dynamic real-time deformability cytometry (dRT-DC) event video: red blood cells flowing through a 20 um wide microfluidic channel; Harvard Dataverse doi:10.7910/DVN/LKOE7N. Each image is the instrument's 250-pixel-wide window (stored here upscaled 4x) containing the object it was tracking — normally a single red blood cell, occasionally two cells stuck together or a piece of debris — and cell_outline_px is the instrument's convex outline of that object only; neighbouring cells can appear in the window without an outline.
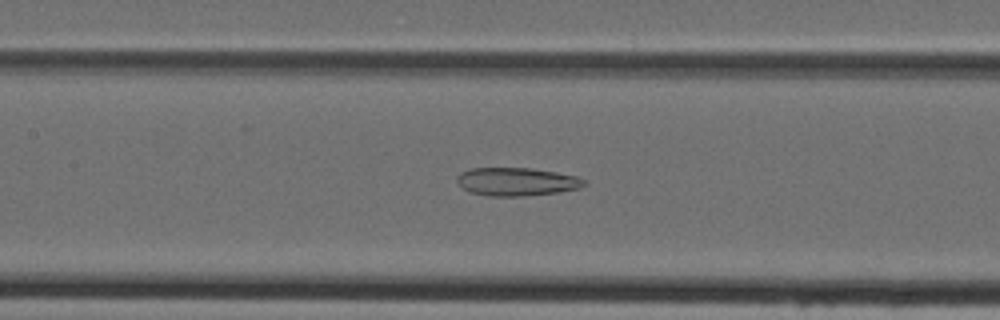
{"species": "Egyptian fruit bat (a non-hibernating species)", "species_latin": "Rousettus aegyptiacus", "temperature_condition": "cold", "stored_images_in_passage": 45, "camera_frame_rate_fps": 3000, "um_per_image_px": 0.085, "animal": {"sex": "female"}, "frame": {"image": 1, "passage_image": 22, "time_ms": 7.0, "image_size_px": [1000, 320], "cell_outline_px": [[588, 184], [580, 188], [560, 192], [524, 196], [488, 196], [468, 192], [456, 180], [456, 176], [460, 172], [468, 168], [532, 168], [556, 172], [576, 176], [584, 180]], "centroid_in_image_um": [43.91, 15.44], "position_along_channel_um": 163.5, "area_um2": 21.1}}
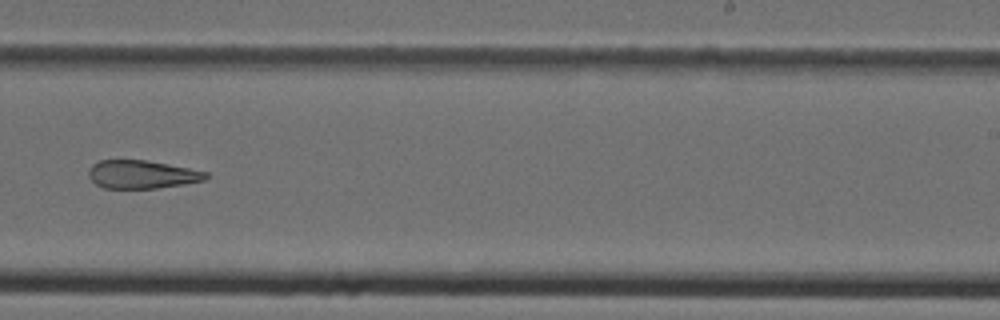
{"frame": {"image": 2, "passage_image": 30, "time_ms": 9.667, "image_size_px": [1000, 320], "cell_outline_px": [[208, 176], [204, 180], [184, 184], [156, 188], [104, 188], [96, 184], [88, 176], [88, 168], [92, 164], [100, 160], [148, 160], [208, 172]], "centroid_in_image_um": [12.03, 14.82], "position_along_channel_um": 277.0, "area_um2": 19.25}}
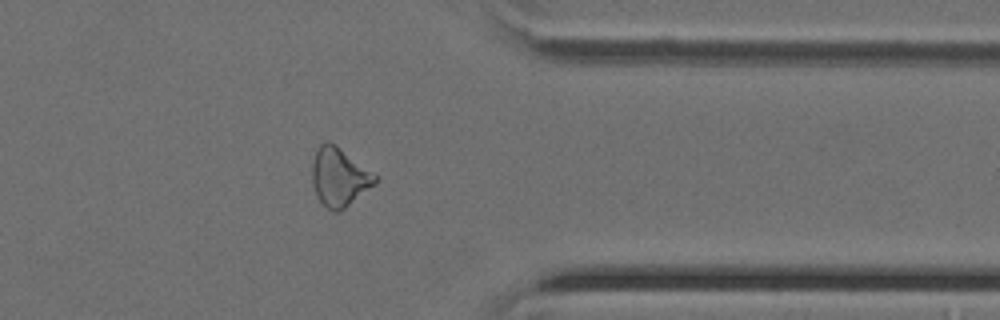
{"frame": {"image": 3, "passage_image": 38, "time_ms": 12.333, "image_size_px": [1000, 320], "cell_outline_px": [[380, 176], [376, 184], [340, 212], [332, 212], [320, 200], [312, 184], [312, 164], [316, 148], [324, 140], [328, 140]], "centroid_in_image_um": [28.86, 15.04], "position_along_channel_um": 382.5, "area_um2": 21.68}}